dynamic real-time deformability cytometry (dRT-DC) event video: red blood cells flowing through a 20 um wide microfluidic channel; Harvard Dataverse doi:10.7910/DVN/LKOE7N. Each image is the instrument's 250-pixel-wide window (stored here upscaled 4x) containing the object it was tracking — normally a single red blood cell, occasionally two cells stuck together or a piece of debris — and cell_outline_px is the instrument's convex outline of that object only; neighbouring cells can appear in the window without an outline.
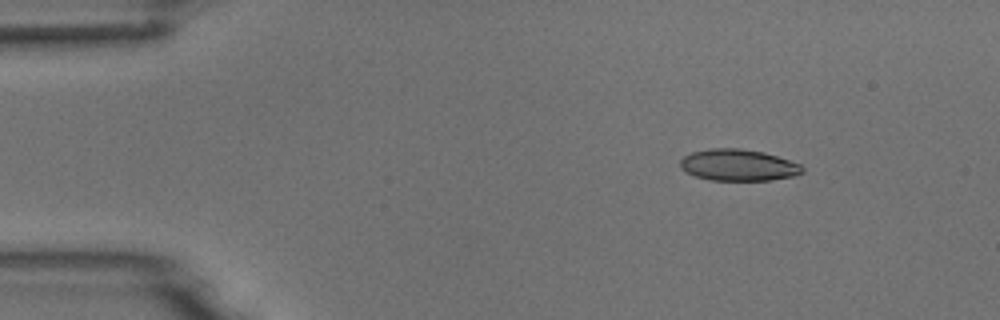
{"species": "common noctule bat (a hibernating species)", "species_latin": "Nyctalus noctula", "temperature_condition": "room temperature", "stored_images_in_passage": 4, "camera_frame_rate_fps": 3000, "um_per_image_px": 0.085, "animal": {"sex": "male", "body_mass_g": 18.8}, "frame": {"image": 1, "passage_image": 1, "time_ms": 0.0, "image_size_px": [1000, 320], "cell_outline_px": [[804, 172], [796, 176], [772, 180], [712, 180], [696, 176], [684, 172], [680, 168], [680, 160], [684, 156], [692, 152], [708, 148], [740, 148], [764, 152], [800, 164], [804, 168]], "centroid_in_image_um": [62.75, 14.03], "position_along_channel_um": 22.2, "area_um2": 22.6}}
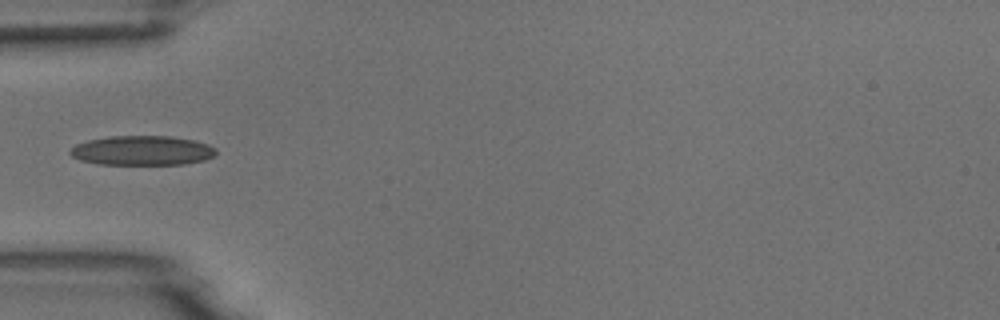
{"frame": {"image": 2, "passage_image": 4, "time_ms": 3.333, "image_size_px": [1000, 320], "cell_outline_px": [[216, 152], [212, 156], [204, 160], [184, 164], [96, 164], [80, 160], [72, 156], [68, 152], [76, 144], [88, 140], [112, 136], [172, 136], [196, 140], [208, 144], [216, 148]], "centroid_in_image_um": [12.09, 12.79], "position_along_channel_um": 72.9, "area_um2": 25.14}}